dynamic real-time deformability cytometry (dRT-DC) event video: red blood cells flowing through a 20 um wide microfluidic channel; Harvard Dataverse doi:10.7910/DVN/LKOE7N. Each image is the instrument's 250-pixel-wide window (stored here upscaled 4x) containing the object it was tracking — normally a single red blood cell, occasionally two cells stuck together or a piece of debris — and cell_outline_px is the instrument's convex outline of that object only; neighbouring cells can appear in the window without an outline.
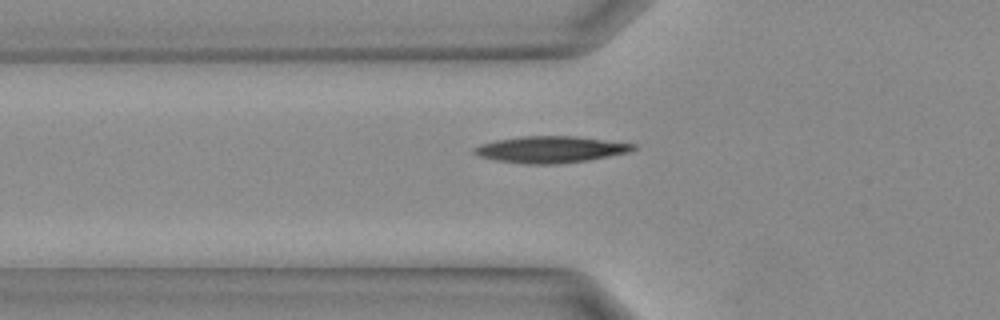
{"species": "Egyptian fruit bat (a non-hibernating species)", "species_latin": "Rousettus aegyptiacus", "temperature_condition": "warm", "stored_images_in_passage": 4, "camera_frame_rate_fps": 3000, "um_per_image_px": 0.085, "animal": {"sex": "female"}, "frame": {"image": 1, "passage_image": 3, "time_ms": 0.667, "image_size_px": [1000, 320], "cell_outline_px": [[636, 148], [628, 152], [588, 160], [560, 164], [524, 164], [496, 160], [480, 156], [472, 152], [476, 148], [484, 144], [496, 140], [524, 136], [572, 136], [636, 144]], "centroid_in_image_um": [46.82, 12.71], "position_along_channel_um": 79.0, "area_um2": 24.22}}